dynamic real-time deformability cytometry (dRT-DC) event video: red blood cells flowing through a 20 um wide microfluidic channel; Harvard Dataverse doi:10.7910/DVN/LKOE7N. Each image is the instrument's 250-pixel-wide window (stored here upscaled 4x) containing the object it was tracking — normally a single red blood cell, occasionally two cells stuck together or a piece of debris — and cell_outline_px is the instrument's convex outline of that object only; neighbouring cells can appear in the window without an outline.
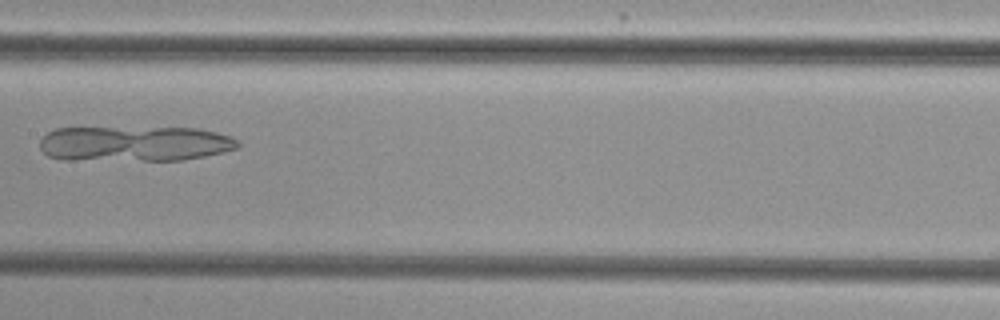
{"species": "common noctule bat (a hibernating species)", "species_latin": "Nyctalus noctula", "temperature_condition": "cold", "stored_images_in_passage": 6, "camera_frame_rate_fps": 3000, "um_per_image_px": 0.085, "animal": {"sex": "female", "body_mass_g": 29.2, "forearm_length_mm": 56.3}, "frame": {"image": 1, "passage_image": 5, "time_ms": 5.0, "image_size_px": [1000, 320], "cell_outline_px": [[240, 144], [236, 148], [204, 156], [184, 160], [64, 160], [48, 156], [40, 148], [40, 140], [48, 132], [56, 128], [200, 128], [232, 136], [240, 140]], "centroid_in_image_um": [11.44, 12.21], "position_along_channel_um": 196.0, "area_um2": 40.92}}
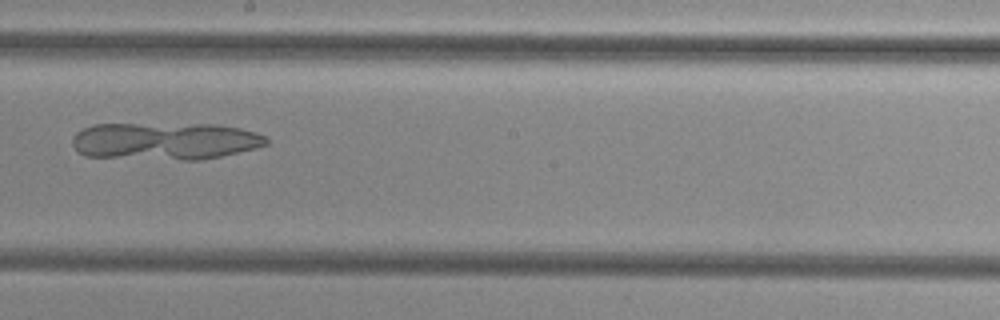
{"frame": {"image": 2, "passage_image": 6, "time_ms": 6.0, "image_size_px": [1000, 320], "cell_outline_px": [[268, 144], [256, 148], [220, 156], [200, 160], [184, 160], [84, 156], [76, 152], [72, 144], [72, 136], [76, 132], [92, 124], [216, 124], [240, 128], [256, 132], [268, 136]], "centroid_in_image_um": [14.01, 11.99], "position_along_channel_um": 234.2, "area_um2": 42.6}}